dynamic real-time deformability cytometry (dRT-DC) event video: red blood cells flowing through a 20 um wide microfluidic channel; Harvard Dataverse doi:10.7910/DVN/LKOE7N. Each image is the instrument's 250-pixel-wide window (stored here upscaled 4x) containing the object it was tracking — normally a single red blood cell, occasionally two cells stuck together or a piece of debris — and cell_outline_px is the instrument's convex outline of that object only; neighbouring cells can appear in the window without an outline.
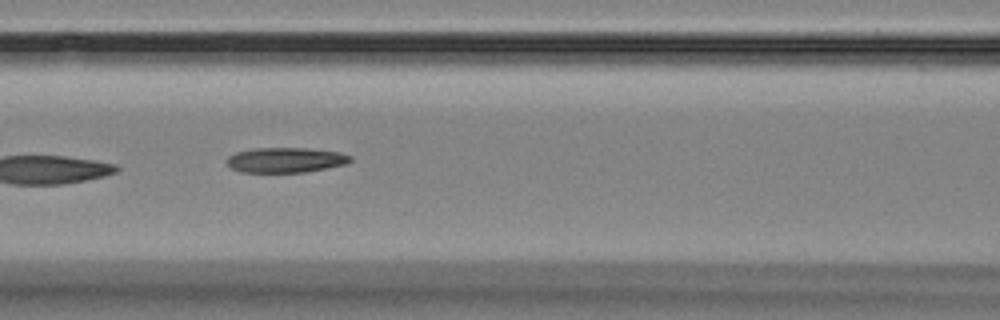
{"species": "Egyptian fruit bat (a non-hibernating species)", "species_latin": "Rousettus aegyptiacus", "temperature_condition": "room temperature", "stored_images_in_passage": 12, "camera_frame_rate_fps": 3000, "um_per_image_px": 0.085, "animal": {"sex": "female"}, "frame": {"image": 1, "passage_image": 4, "time_ms": 3.667, "image_size_px": [1000, 320], "cell_outline_px": [[352, 160], [344, 164], [304, 172], [240, 172], [232, 168], [224, 160], [228, 156], [236, 152], [256, 148], [308, 148], [340, 152], [352, 156]], "centroid_in_image_um": [24.25, 13.59], "position_along_channel_um": 142.4, "area_um2": 17.98}}
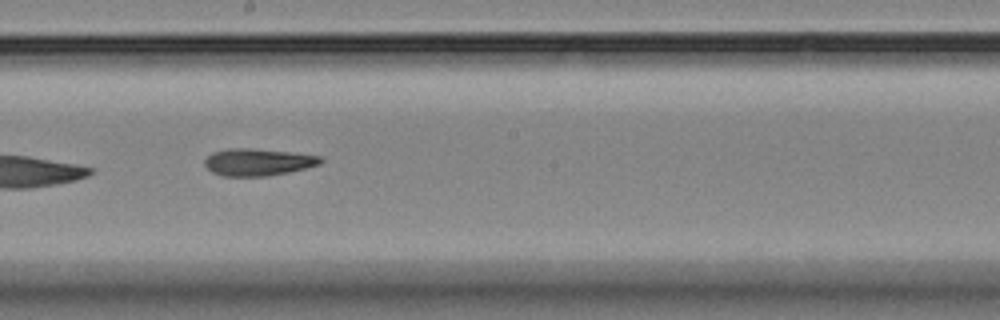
{"frame": {"image": 2, "passage_image": 6, "time_ms": 6.0, "image_size_px": [1000, 320], "cell_outline_px": [[324, 160], [320, 164], [288, 172], [268, 176], [224, 176], [212, 172], [204, 164], [204, 160], [212, 152], [228, 148], [248, 148], [288, 152], [320, 156]], "centroid_in_image_um": [21.89, 13.78], "position_along_channel_um": 226.3, "area_um2": 18.15}, "authors_computed_cell_mechanics": {"area_um2": 20.808, "velocity_mm_per_s": 3.5863, "shape_relaxation_time_tau1_ms": null, "shape_relaxation_time_tau2_ms": 1.2995, "deformation_change_tau1": null, "deformation_change_tau2": 0.0582}}